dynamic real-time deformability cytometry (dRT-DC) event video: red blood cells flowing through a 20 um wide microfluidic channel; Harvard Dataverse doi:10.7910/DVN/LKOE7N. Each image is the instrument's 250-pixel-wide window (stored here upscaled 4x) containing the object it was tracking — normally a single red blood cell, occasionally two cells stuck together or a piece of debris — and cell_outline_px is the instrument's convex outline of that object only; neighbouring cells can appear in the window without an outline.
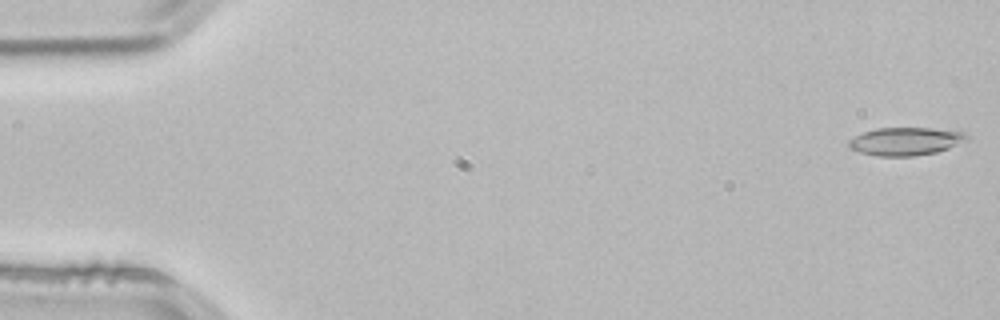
{"species": "common noctule bat (a hibernating species)", "species_latin": "Nyctalus noctula", "temperature_condition": "room temperature", "stored_images_in_passage": 53, "camera_frame_rate_fps": 3000, "um_per_image_px": 0.085, "animal": {"sex": "male", "body_mass_g": 21.5, "forearm_length_mm": 52.0}, "frame": {"image": 1, "passage_image": 1, "time_ms": 0.0, "image_size_px": [1000, 320], "cell_outline_px": [[968, 140], [948, 148], [936, 152], [912, 156], [876, 156], [860, 152], [848, 148], [848, 140], [864, 132], [876, 128], [932, 128], [968, 132]], "centroid_in_image_um": [76.99, 12.01], "position_along_channel_um": 8.0, "area_um2": 19.31}}
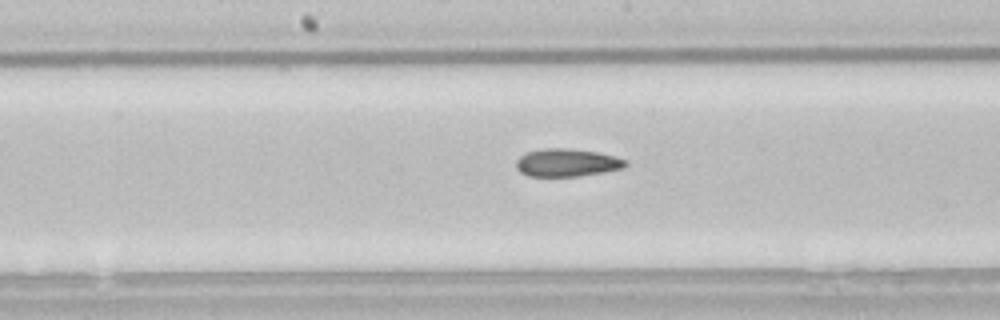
{"frame": {"image": 2, "passage_image": 27, "time_ms": 8.667, "image_size_px": [1000, 320], "cell_outline_px": [[628, 164], [624, 168], [604, 172], [580, 176], [528, 176], [520, 172], [516, 168], [516, 160], [520, 156], [528, 152], [540, 148], [568, 148], [600, 152], [628, 160]], "centroid_in_image_um": [48.21, 13.82], "position_along_channel_um": 200.0, "area_um2": 17.98}}
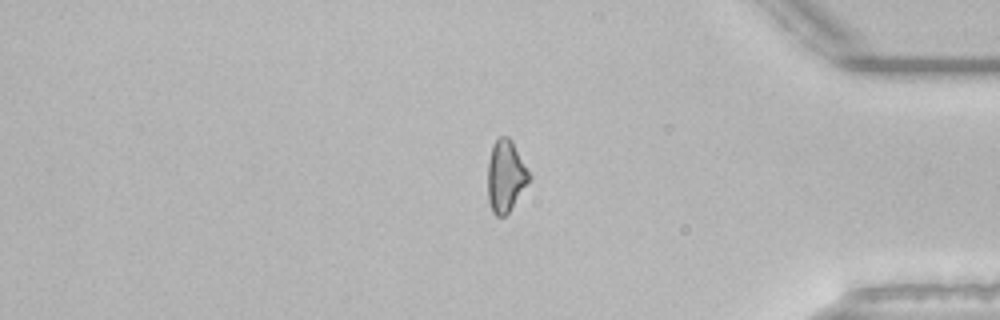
{"frame": {"image": 3, "passage_image": 44, "time_ms": 14.333, "image_size_px": [1000, 320], "cell_outline_px": [[532, 176], [508, 212], [504, 216], [496, 216], [492, 212], [488, 200], [488, 160], [492, 144], [500, 136], [508, 136], [512, 140]], "centroid_in_image_um": [42.97, 14.93], "position_along_channel_um": 392.2, "area_um2": 17.28}, "authors_computed_cell_mechanics": {"area_um2": 18.0914, "velocity_mm_per_s": 3.8593, "shape_relaxation_time_tau1_ms": null, "shape_relaxation_time_tau2_ms": 10.3706, "deformation_change_tau1": null, "deformation_change_tau2": 0.2253}}